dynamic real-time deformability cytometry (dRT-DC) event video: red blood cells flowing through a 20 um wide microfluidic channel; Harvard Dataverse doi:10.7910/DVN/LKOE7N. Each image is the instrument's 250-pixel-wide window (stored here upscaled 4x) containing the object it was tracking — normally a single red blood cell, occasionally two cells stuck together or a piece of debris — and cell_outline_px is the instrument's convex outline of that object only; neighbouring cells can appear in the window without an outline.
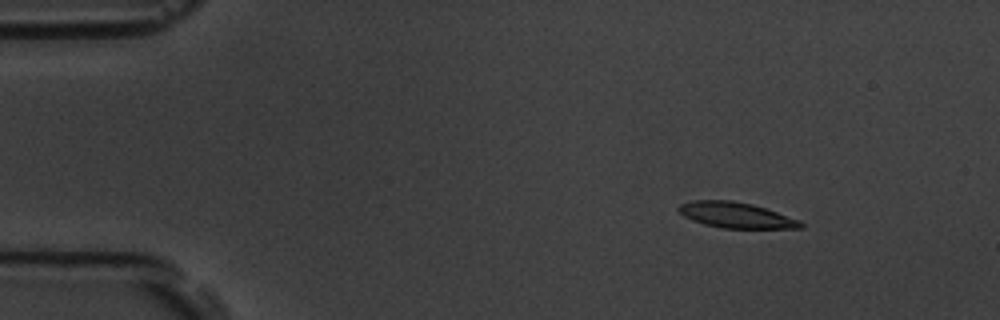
{"species": "common noctule bat (a hibernating species)", "species_latin": "Nyctalus noctula", "temperature_condition": "room temperature", "stored_images_in_passage": 6, "camera_frame_rate_fps": 3000, "um_per_image_px": 0.085, "animal": {"sex": "male", "body_mass_g": 19.5, "forearm_length_mm": 54.6}, "frame": {"image": 1, "passage_image": 3, "time_ms": 2.333, "image_size_px": [1000, 320], "cell_outline_px": [[804, 228], [720, 228], [704, 224], [692, 220], [684, 216], [676, 208], [680, 204], [692, 200], [732, 200], [752, 204], [800, 220], [804, 224]], "centroid_in_image_um": [62.54, 18.28], "position_along_channel_um": 22.5, "area_um2": 18.21}}
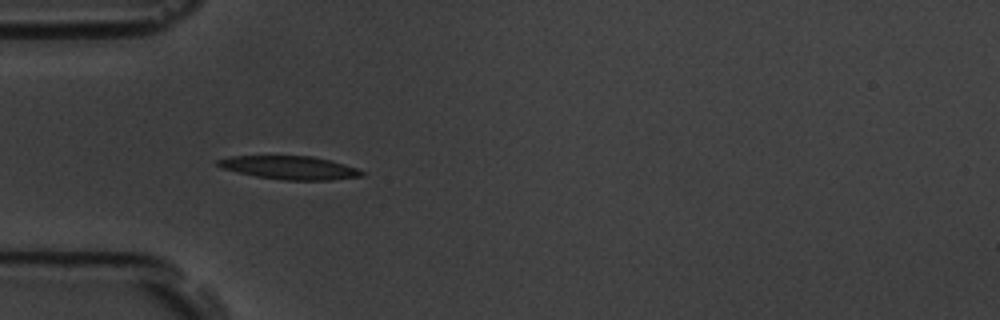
{"frame": {"image": 2, "passage_image": 6, "time_ms": 5.667, "image_size_px": [1000, 320], "cell_outline_px": [[364, 176], [332, 180], [284, 180], [256, 176], [220, 168], [216, 164], [216, 160], [232, 156], [312, 156], [344, 164], [356, 168], [364, 172]], "centroid_in_image_um": [24.61, 14.25], "position_along_channel_um": 60.4, "area_um2": 19.48}}